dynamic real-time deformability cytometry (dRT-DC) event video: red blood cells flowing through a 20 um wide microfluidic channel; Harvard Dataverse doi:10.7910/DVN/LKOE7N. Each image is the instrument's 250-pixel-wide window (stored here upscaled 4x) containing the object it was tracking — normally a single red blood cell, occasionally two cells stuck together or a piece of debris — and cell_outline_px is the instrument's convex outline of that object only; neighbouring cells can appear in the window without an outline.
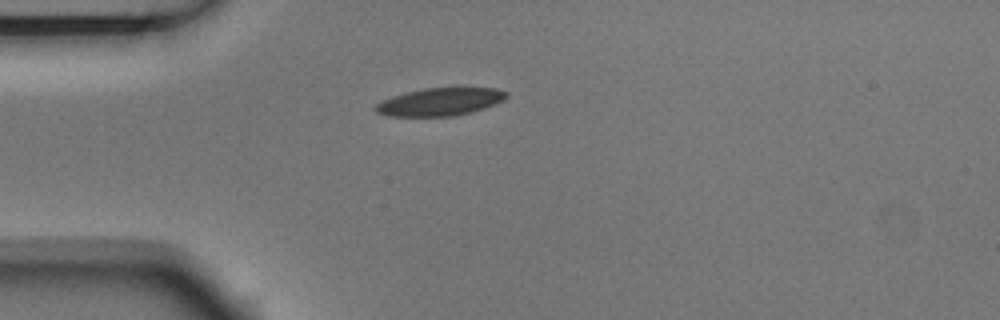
{"species": "Egyptian fruit bat (a non-hibernating species)", "species_latin": "Rousettus aegyptiacus", "temperature_condition": "room temperature", "stored_images_in_passage": 1, "camera_frame_rate_fps": 3000, "um_per_image_px": 0.085, "animal": {"sex": "male"}, "frame": {"image": 1, "passage_image": 1, "time_ms": 0.0, "image_size_px": [1000, 320], "cell_outline_px": [[508, 96], [484, 108], [452, 116], [388, 116], [376, 112], [376, 104], [392, 96], [424, 88], [496, 88], [508, 92]], "centroid_in_image_um": [37.38, 8.65], "position_along_channel_um": 47.6, "area_um2": 20.69}}